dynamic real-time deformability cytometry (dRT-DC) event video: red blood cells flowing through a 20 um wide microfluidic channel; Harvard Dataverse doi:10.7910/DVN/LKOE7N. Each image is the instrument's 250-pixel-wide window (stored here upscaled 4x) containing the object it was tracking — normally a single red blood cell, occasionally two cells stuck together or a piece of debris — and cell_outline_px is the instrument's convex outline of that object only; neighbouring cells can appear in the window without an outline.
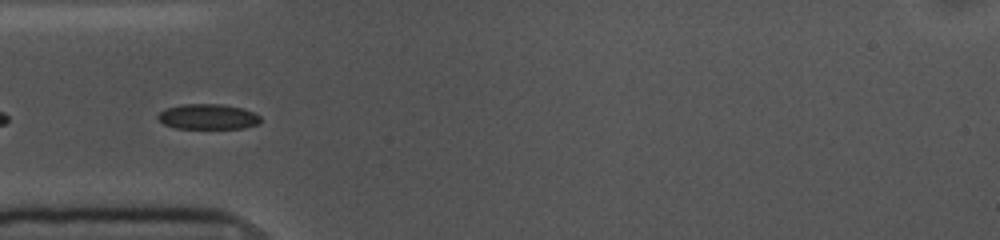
{"species": "common noctule bat (a hibernating species)", "species_latin": "Nyctalus noctula", "temperature_condition": "cold", "stored_images_in_passage": 42, "camera_frame_rate_fps": 3000, "um_per_image_px": 0.085, "animal": {"sex": "female", "body_mass_g": 10.0, "forearm_length_mm": 53.1}, "frame": {"image": 1, "passage_image": 3, "time_ms": 0.667, "image_size_px": [1000, 240], "cell_outline_px": [[260, 124], [244, 128], [176, 128], [164, 124], [156, 116], [164, 108], [184, 104], [220, 104], [240, 108], [252, 112], [260, 116]], "centroid_in_image_um": [17.66, 9.92], "position_along_channel_um": 67.3, "area_um2": 15.03}}
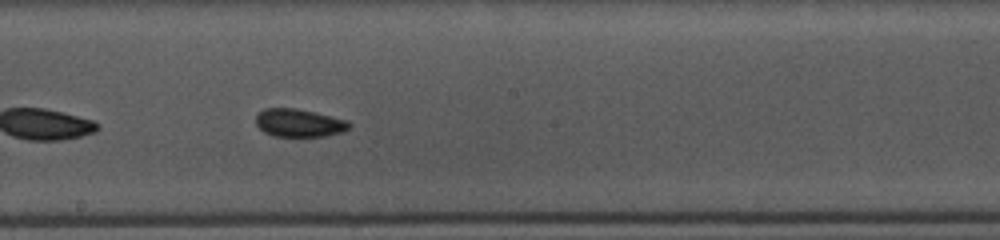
{"frame": {"image": 2, "passage_image": 16, "time_ms": 5.0, "image_size_px": [1000, 240], "cell_outline_px": [[352, 124], [344, 132], [324, 136], [272, 136], [264, 132], [256, 124], [256, 116], [264, 108], [296, 108], [316, 112], [348, 120]], "centroid_in_image_um": [25.44, 10.44], "position_along_channel_um": 222.8, "area_um2": 15.32}}
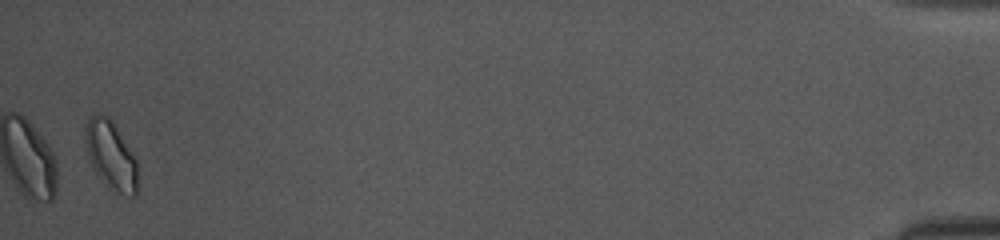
{"frame": {"image": 3, "passage_image": 41, "time_ms": 13.333, "image_size_px": [1000, 240], "cell_outline_px": [[136, 196], [132, 196], [108, 188], [92, 168], [88, 156], [84, 140], [84, 128], [88, 116], [100, 112], [108, 116], [112, 120], [136, 160]], "centroid_in_image_um": [9.36, 13.13], "position_along_channel_um": 425.8, "area_um2": 20.81}, "authors_computed_cell_mechanics": {"area_um2": 15.3459, "velocity_mm_per_s": 3.5766, "shape_relaxation_time_tau1_ms": 11.3972, "shape_relaxation_time_tau2_ms": 4.1566, "deformation_change_tau1": 0.1294, "deformation_change_tau2": 0.0654}}